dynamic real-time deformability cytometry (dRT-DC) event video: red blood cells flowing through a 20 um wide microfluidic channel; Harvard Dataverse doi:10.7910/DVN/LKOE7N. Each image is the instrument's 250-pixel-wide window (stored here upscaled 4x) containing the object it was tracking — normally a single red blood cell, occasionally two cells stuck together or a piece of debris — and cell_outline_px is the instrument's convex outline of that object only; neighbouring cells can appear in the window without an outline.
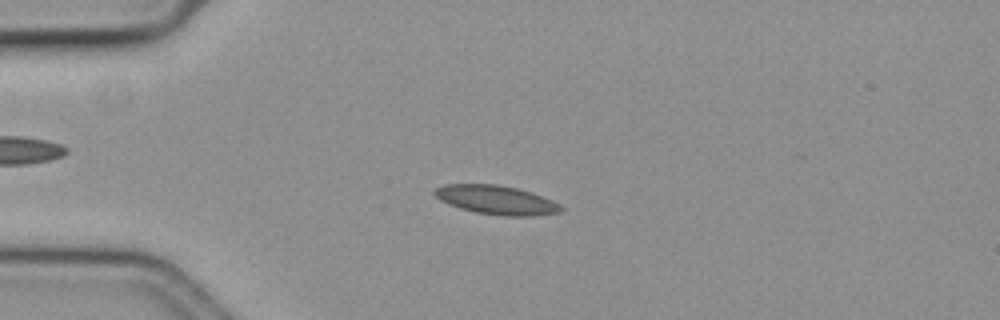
{"species": "common noctule bat (a hibernating species)", "species_latin": "Nyctalus noctula", "temperature_condition": "cold", "stored_images_in_passage": 57, "camera_frame_rate_fps": 3000, "um_per_image_px": 0.085, "animal": {"sex": "female", "body_mass_g": 19.3, "forearm_length_mm": 54.1}, "frame": {"image": 1, "passage_image": 14, "time_ms": 4.333, "image_size_px": [1000, 320], "cell_outline_px": [[564, 208], [560, 212], [536, 216], [504, 216], [476, 212], [460, 208], [448, 204], [440, 200], [432, 192], [436, 188], [444, 184], [496, 184], [516, 188], [532, 192], [552, 200], [560, 204]], "centroid_in_image_um": [42.2, 17.0], "position_along_channel_um": 42.8, "area_um2": 21.39}}
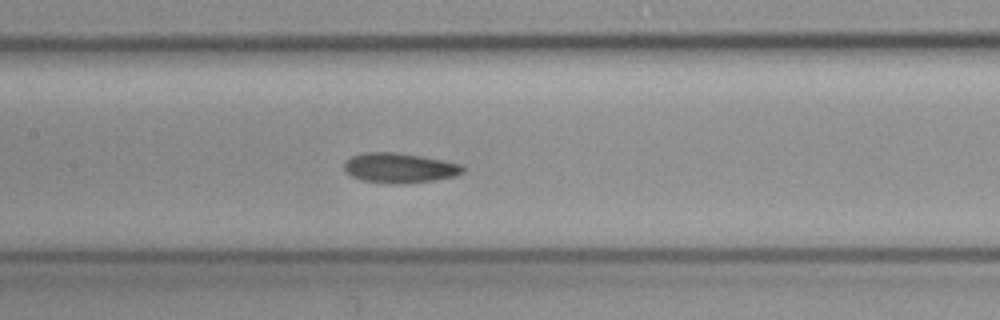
{"frame": {"image": 2, "passage_image": 27, "time_ms": 8.667, "image_size_px": [1000, 320], "cell_outline_px": [[464, 172], [456, 176], [436, 180], [396, 184], [360, 180], [352, 176], [344, 168], [344, 160], [352, 156], [364, 152], [396, 152], [444, 160], [464, 164]], "centroid_in_image_um": [33.99, 14.27], "position_along_channel_um": 173.4, "area_um2": 20.81}}
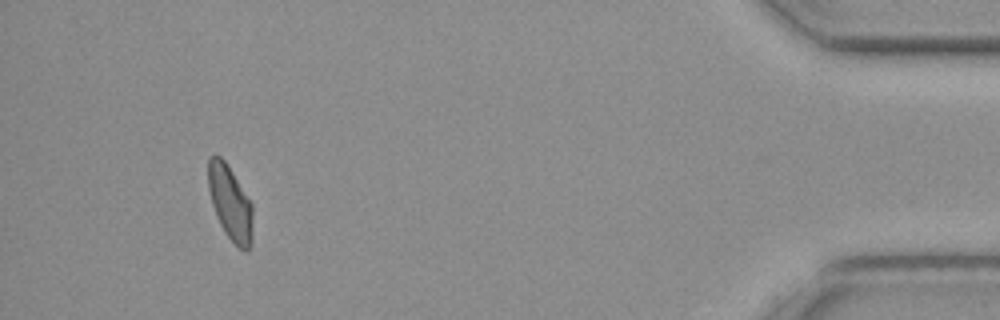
{"frame": {"image": 3, "passage_image": 53, "time_ms": 17.333, "image_size_px": [1000, 320], "cell_outline_px": [[252, 240], [248, 252], [244, 252], [224, 232], [216, 216], [212, 204], [208, 188], [208, 156], [220, 156], [228, 164], [252, 204]], "centroid_in_image_um": [19.56, 17.24], "position_along_channel_um": 415.6, "area_um2": 19.36}, "authors_computed_cell_mechanics": {"area_um2": 20.519, "velocity_mm_per_s": 3.6097, "shape_relaxation_time_tau1_ms": null, "shape_relaxation_time_tau2_ms": 5.6588, "deformation_change_tau1": null, "deformation_change_tau2": 0.1001}}